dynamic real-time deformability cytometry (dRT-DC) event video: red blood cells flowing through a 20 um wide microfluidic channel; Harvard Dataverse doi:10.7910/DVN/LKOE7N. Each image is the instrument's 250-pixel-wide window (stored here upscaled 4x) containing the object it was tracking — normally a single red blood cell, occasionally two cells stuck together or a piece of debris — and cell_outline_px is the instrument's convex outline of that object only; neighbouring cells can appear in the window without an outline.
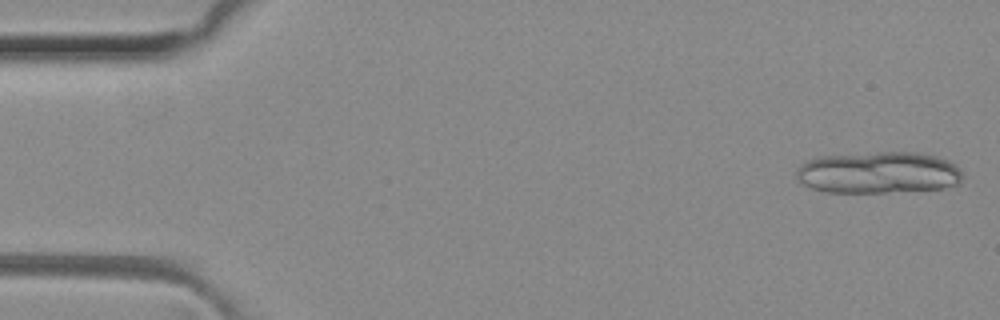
{"species": "common noctule bat (a hibernating species)", "species_latin": "Nyctalus noctula", "temperature_condition": "room temperature", "stored_images_in_passage": 14, "camera_frame_rate_fps": 3000, "um_per_image_px": 0.085, "animal": {"sex": "female", "body_mass_g": 29.2, "forearm_length_mm": 56.3}, "frame": {"image": 1, "passage_image": 1, "time_ms": 0.0, "image_size_px": [1000, 320], "cell_outline_px": [[964, 176], [960, 184], [944, 188], [884, 192], [828, 192], [812, 188], [800, 184], [796, 180], [796, 168], [808, 160], [816, 156], [876, 152], [916, 152], [936, 156], [948, 160], [956, 164], [960, 168]], "centroid_in_image_um": [74.67, 14.66], "position_along_channel_um": 10.3, "area_um2": 40.98}}